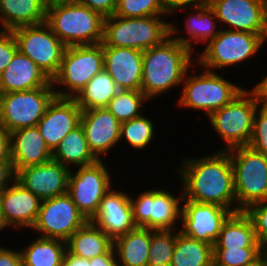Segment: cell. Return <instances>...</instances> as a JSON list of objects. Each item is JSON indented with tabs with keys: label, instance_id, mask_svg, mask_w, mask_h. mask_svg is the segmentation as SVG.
I'll return each mask as SVG.
<instances>
[{
	"label": "cell",
	"instance_id": "cell-2",
	"mask_svg": "<svg viewBox=\"0 0 267 266\" xmlns=\"http://www.w3.org/2000/svg\"><path fill=\"white\" fill-rule=\"evenodd\" d=\"M195 63L196 56L169 36L162 43L143 51L140 90L151 102L174 89L177 91L179 86L181 88L186 73Z\"/></svg>",
	"mask_w": 267,
	"mask_h": 266
},
{
	"label": "cell",
	"instance_id": "cell-1",
	"mask_svg": "<svg viewBox=\"0 0 267 266\" xmlns=\"http://www.w3.org/2000/svg\"><path fill=\"white\" fill-rule=\"evenodd\" d=\"M213 152V153H212ZM173 172L182 187L183 199L216 204L237 212L232 161L228 151L194 157L183 155Z\"/></svg>",
	"mask_w": 267,
	"mask_h": 266
},
{
	"label": "cell",
	"instance_id": "cell-37",
	"mask_svg": "<svg viewBox=\"0 0 267 266\" xmlns=\"http://www.w3.org/2000/svg\"><path fill=\"white\" fill-rule=\"evenodd\" d=\"M115 16L140 18L146 16L168 15L160 0H117Z\"/></svg>",
	"mask_w": 267,
	"mask_h": 266
},
{
	"label": "cell",
	"instance_id": "cell-4",
	"mask_svg": "<svg viewBox=\"0 0 267 266\" xmlns=\"http://www.w3.org/2000/svg\"><path fill=\"white\" fill-rule=\"evenodd\" d=\"M267 41V35L220 29L218 35L204 48L200 47L196 63L206 70L220 72L238 68L258 57ZM257 54V55H256ZM237 66V67H236Z\"/></svg>",
	"mask_w": 267,
	"mask_h": 266
},
{
	"label": "cell",
	"instance_id": "cell-53",
	"mask_svg": "<svg viewBox=\"0 0 267 266\" xmlns=\"http://www.w3.org/2000/svg\"><path fill=\"white\" fill-rule=\"evenodd\" d=\"M209 266H219L214 261Z\"/></svg>",
	"mask_w": 267,
	"mask_h": 266
},
{
	"label": "cell",
	"instance_id": "cell-40",
	"mask_svg": "<svg viewBox=\"0 0 267 266\" xmlns=\"http://www.w3.org/2000/svg\"><path fill=\"white\" fill-rule=\"evenodd\" d=\"M244 212L253 223L257 241L267 249V200L249 206Z\"/></svg>",
	"mask_w": 267,
	"mask_h": 266
},
{
	"label": "cell",
	"instance_id": "cell-10",
	"mask_svg": "<svg viewBox=\"0 0 267 266\" xmlns=\"http://www.w3.org/2000/svg\"><path fill=\"white\" fill-rule=\"evenodd\" d=\"M180 189L181 194L175 192V195L163 187L146 188L135 196L131 194L135 225L152 230H179L183 200Z\"/></svg>",
	"mask_w": 267,
	"mask_h": 266
},
{
	"label": "cell",
	"instance_id": "cell-48",
	"mask_svg": "<svg viewBox=\"0 0 267 266\" xmlns=\"http://www.w3.org/2000/svg\"><path fill=\"white\" fill-rule=\"evenodd\" d=\"M62 266H91L90 260L70 253L67 249L62 259Z\"/></svg>",
	"mask_w": 267,
	"mask_h": 266
},
{
	"label": "cell",
	"instance_id": "cell-17",
	"mask_svg": "<svg viewBox=\"0 0 267 266\" xmlns=\"http://www.w3.org/2000/svg\"><path fill=\"white\" fill-rule=\"evenodd\" d=\"M231 213L224 206L183 199L179 231L190 238L214 245L222 224Z\"/></svg>",
	"mask_w": 267,
	"mask_h": 266
},
{
	"label": "cell",
	"instance_id": "cell-34",
	"mask_svg": "<svg viewBox=\"0 0 267 266\" xmlns=\"http://www.w3.org/2000/svg\"><path fill=\"white\" fill-rule=\"evenodd\" d=\"M148 116H150L149 113L148 115L143 113L137 118L121 123L120 146H122L121 143L125 142L124 145H128V148L131 147V149L143 152L144 150L148 151L147 149L151 145H155V139L158 138L156 137L158 134H155L156 126L154 122L156 120H152V116L151 118H148Z\"/></svg>",
	"mask_w": 267,
	"mask_h": 266
},
{
	"label": "cell",
	"instance_id": "cell-8",
	"mask_svg": "<svg viewBox=\"0 0 267 266\" xmlns=\"http://www.w3.org/2000/svg\"><path fill=\"white\" fill-rule=\"evenodd\" d=\"M103 70L102 43L67 46L59 71L51 80L56 97L74 98L96 74Z\"/></svg>",
	"mask_w": 267,
	"mask_h": 266
},
{
	"label": "cell",
	"instance_id": "cell-6",
	"mask_svg": "<svg viewBox=\"0 0 267 266\" xmlns=\"http://www.w3.org/2000/svg\"><path fill=\"white\" fill-rule=\"evenodd\" d=\"M104 17L79 2L46 10L45 23L66 45H94L103 40Z\"/></svg>",
	"mask_w": 267,
	"mask_h": 266
},
{
	"label": "cell",
	"instance_id": "cell-46",
	"mask_svg": "<svg viewBox=\"0 0 267 266\" xmlns=\"http://www.w3.org/2000/svg\"><path fill=\"white\" fill-rule=\"evenodd\" d=\"M89 260L91 266H119L113 246L105 254L96 256Z\"/></svg>",
	"mask_w": 267,
	"mask_h": 266
},
{
	"label": "cell",
	"instance_id": "cell-23",
	"mask_svg": "<svg viewBox=\"0 0 267 266\" xmlns=\"http://www.w3.org/2000/svg\"><path fill=\"white\" fill-rule=\"evenodd\" d=\"M104 70L119 90H140L143 76V51L126 47L103 46Z\"/></svg>",
	"mask_w": 267,
	"mask_h": 266
},
{
	"label": "cell",
	"instance_id": "cell-28",
	"mask_svg": "<svg viewBox=\"0 0 267 266\" xmlns=\"http://www.w3.org/2000/svg\"><path fill=\"white\" fill-rule=\"evenodd\" d=\"M213 248H264L256 238L251 219L244 211L231 213L222 224Z\"/></svg>",
	"mask_w": 267,
	"mask_h": 266
},
{
	"label": "cell",
	"instance_id": "cell-12",
	"mask_svg": "<svg viewBox=\"0 0 267 266\" xmlns=\"http://www.w3.org/2000/svg\"><path fill=\"white\" fill-rule=\"evenodd\" d=\"M104 161L74 168L69 174L67 193L88 221L95 216L103 196L115 185L112 171Z\"/></svg>",
	"mask_w": 267,
	"mask_h": 266
},
{
	"label": "cell",
	"instance_id": "cell-11",
	"mask_svg": "<svg viewBox=\"0 0 267 266\" xmlns=\"http://www.w3.org/2000/svg\"><path fill=\"white\" fill-rule=\"evenodd\" d=\"M56 97L53 86L0 95V126L9 133L37 126L48 105Z\"/></svg>",
	"mask_w": 267,
	"mask_h": 266
},
{
	"label": "cell",
	"instance_id": "cell-16",
	"mask_svg": "<svg viewBox=\"0 0 267 266\" xmlns=\"http://www.w3.org/2000/svg\"><path fill=\"white\" fill-rule=\"evenodd\" d=\"M180 12L181 15L183 13L186 14L187 12L185 15L186 17L184 16L182 19V21L184 20V24L179 23L178 20L174 18L171 20L172 22L169 21L170 36L182 45L186 46L195 56H197L198 52L195 47L197 45L201 46V44L202 46L204 44L205 47L219 33L220 27L218 26L219 24L215 11L209 6L208 2H205L197 6L179 9L175 11L172 16L175 14L178 15ZM175 22L180 24L177 26L183 28L175 26ZM183 32L184 34H182Z\"/></svg>",
	"mask_w": 267,
	"mask_h": 266
},
{
	"label": "cell",
	"instance_id": "cell-33",
	"mask_svg": "<svg viewBox=\"0 0 267 266\" xmlns=\"http://www.w3.org/2000/svg\"><path fill=\"white\" fill-rule=\"evenodd\" d=\"M118 91L111 76L103 70L96 74L73 99L81 110L106 108Z\"/></svg>",
	"mask_w": 267,
	"mask_h": 266
},
{
	"label": "cell",
	"instance_id": "cell-22",
	"mask_svg": "<svg viewBox=\"0 0 267 266\" xmlns=\"http://www.w3.org/2000/svg\"><path fill=\"white\" fill-rule=\"evenodd\" d=\"M82 110L73 98L55 97L39 120V128L51 152L80 124Z\"/></svg>",
	"mask_w": 267,
	"mask_h": 266
},
{
	"label": "cell",
	"instance_id": "cell-47",
	"mask_svg": "<svg viewBox=\"0 0 267 266\" xmlns=\"http://www.w3.org/2000/svg\"><path fill=\"white\" fill-rule=\"evenodd\" d=\"M0 161H12L10 133L0 126Z\"/></svg>",
	"mask_w": 267,
	"mask_h": 266
},
{
	"label": "cell",
	"instance_id": "cell-50",
	"mask_svg": "<svg viewBox=\"0 0 267 266\" xmlns=\"http://www.w3.org/2000/svg\"><path fill=\"white\" fill-rule=\"evenodd\" d=\"M245 266H267V249H265L258 257L247 263Z\"/></svg>",
	"mask_w": 267,
	"mask_h": 266
},
{
	"label": "cell",
	"instance_id": "cell-49",
	"mask_svg": "<svg viewBox=\"0 0 267 266\" xmlns=\"http://www.w3.org/2000/svg\"><path fill=\"white\" fill-rule=\"evenodd\" d=\"M264 76L257 83L255 81V85L251 87L257 92L261 103L267 105V74Z\"/></svg>",
	"mask_w": 267,
	"mask_h": 266
},
{
	"label": "cell",
	"instance_id": "cell-31",
	"mask_svg": "<svg viewBox=\"0 0 267 266\" xmlns=\"http://www.w3.org/2000/svg\"><path fill=\"white\" fill-rule=\"evenodd\" d=\"M35 236L20 250L22 266H62L66 242Z\"/></svg>",
	"mask_w": 267,
	"mask_h": 266
},
{
	"label": "cell",
	"instance_id": "cell-20",
	"mask_svg": "<svg viewBox=\"0 0 267 266\" xmlns=\"http://www.w3.org/2000/svg\"><path fill=\"white\" fill-rule=\"evenodd\" d=\"M70 169L51 159L28 166L16 173V180L41 200L54 198L68 192Z\"/></svg>",
	"mask_w": 267,
	"mask_h": 266
},
{
	"label": "cell",
	"instance_id": "cell-36",
	"mask_svg": "<svg viewBox=\"0 0 267 266\" xmlns=\"http://www.w3.org/2000/svg\"><path fill=\"white\" fill-rule=\"evenodd\" d=\"M176 242V230H152L148 266H170Z\"/></svg>",
	"mask_w": 267,
	"mask_h": 266
},
{
	"label": "cell",
	"instance_id": "cell-43",
	"mask_svg": "<svg viewBox=\"0 0 267 266\" xmlns=\"http://www.w3.org/2000/svg\"><path fill=\"white\" fill-rule=\"evenodd\" d=\"M0 244V266H22L20 250Z\"/></svg>",
	"mask_w": 267,
	"mask_h": 266
},
{
	"label": "cell",
	"instance_id": "cell-42",
	"mask_svg": "<svg viewBox=\"0 0 267 266\" xmlns=\"http://www.w3.org/2000/svg\"><path fill=\"white\" fill-rule=\"evenodd\" d=\"M78 2L100 13L104 18L113 16L117 8V0H79Z\"/></svg>",
	"mask_w": 267,
	"mask_h": 266
},
{
	"label": "cell",
	"instance_id": "cell-51",
	"mask_svg": "<svg viewBox=\"0 0 267 266\" xmlns=\"http://www.w3.org/2000/svg\"><path fill=\"white\" fill-rule=\"evenodd\" d=\"M41 2L46 10L55 6L68 4V0H41Z\"/></svg>",
	"mask_w": 267,
	"mask_h": 266
},
{
	"label": "cell",
	"instance_id": "cell-3",
	"mask_svg": "<svg viewBox=\"0 0 267 266\" xmlns=\"http://www.w3.org/2000/svg\"><path fill=\"white\" fill-rule=\"evenodd\" d=\"M195 67L197 68L195 70ZM200 68V70H198ZM200 71V72H199ZM199 72V73H198ZM218 71L206 70L195 63L186 73L176 107L204 112L208 117L219 108L232 102L246 88L226 79ZM244 87V88H243Z\"/></svg>",
	"mask_w": 267,
	"mask_h": 266
},
{
	"label": "cell",
	"instance_id": "cell-7",
	"mask_svg": "<svg viewBox=\"0 0 267 266\" xmlns=\"http://www.w3.org/2000/svg\"><path fill=\"white\" fill-rule=\"evenodd\" d=\"M169 15L104 19L102 46L126 47L144 51L170 36ZM167 20V21H166Z\"/></svg>",
	"mask_w": 267,
	"mask_h": 266
},
{
	"label": "cell",
	"instance_id": "cell-29",
	"mask_svg": "<svg viewBox=\"0 0 267 266\" xmlns=\"http://www.w3.org/2000/svg\"><path fill=\"white\" fill-rule=\"evenodd\" d=\"M52 159L70 170L91 165L99 160L90 150L81 124L61 140L52 152Z\"/></svg>",
	"mask_w": 267,
	"mask_h": 266
},
{
	"label": "cell",
	"instance_id": "cell-27",
	"mask_svg": "<svg viewBox=\"0 0 267 266\" xmlns=\"http://www.w3.org/2000/svg\"><path fill=\"white\" fill-rule=\"evenodd\" d=\"M151 229L136 227L113 240L119 266H148Z\"/></svg>",
	"mask_w": 267,
	"mask_h": 266
},
{
	"label": "cell",
	"instance_id": "cell-41",
	"mask_svg": "<svg viewBox=\"0 0 267 266\" xmlns=\"http://www.w3.org/2000/svg\"><path fill=\"white\" fill-rule=\"evenodd\" d=\"M18 51V44L12 31L0 30V73H2Z\"/></svg>",
	"mask_w": 267,
	"mask_h": 266
},
{
	"label": "cell",
	"instance_id": "cell-35",
	"mask_svg": "<svg viewBox=\"0 0 267 266\" xmlns=\"http://www.w3.org/2000/svg\"><path fill=\"white\" fill-rule=\"evenodd\" d=\"M149 101L141 90H119L106 108L122 123L145 113Z\"/></svg>",
	"mask_w": 267,
	"mask_h": 266
},
{
	"label": "cell",
	"instance_id": "cell-24",
	"mask_svg": "<svg viewBox=\"0 0 267 266\" xmlns=\"http://www.w3.org/2000/svg\"><path fill=\"white\" fill-rule=\"evenodd\" d=\"M11 159L15 172L52 159L39 128L24 127L10 132Z\"/></svg>",
	"mask_w": 267,
	"mask_h": 266
},
{
	"label": "cell",
	"instance_id": "cell-26",
	"mask_svg": "<svg viewBox=\"0 0 267 266\" xmlns=\"http://www.w3.org/2000/svg\"><path fill=\"white\" fill-rule=\"evenodd\" d=\"M45 21L46 9L41 0H0V30L12 31Z\"/></svg>",
	"mask_w": 267,
	"mask_h": 266
},
{
	"label": "cell",
	"instance_id": "cell-54",
	"mask_svg": "<svg viewBox=\"0 0 267 266\" xmlns=\"http://www.w3.org/2000/svg\"><path fill=\"white\" fill-rule=\"evenodd\" d=\"M79 0H68V3L70 2H78Z\"/></svg>",
	"mask_w": 267,
	"mask_h": 266
},
{
	"label": "cell",
	"instance_id": "cell-25",
	"mask_svg": "<svg viewBox=\"0 0 267 266\" xmlns=\"http://www.w3.org/2000/svg\"><path fill=\"white\" fill-rule=\"evenodd\" d=\"M53 86L51 79L29 57L19 50L1 73V94Z\"/></svg>",
	"mask_w": 267,
	"mask_h": 266
},
{
	"label": "cell",
	"instance_id": "cell-21",
	"mask_svg": "<svg viewBox=\"0 0 267 266\" xmlns=\"http://www.w3.org/2000/svg\"><path fill=\"white\" fill-rule=\"evenodd\" d=\"M42 200L15 180L0 193L2 214L9 229H29L35 225Z\"/></svg>",
	"mask_w": 267,
	"mask_h": 266
},
{
	"label": "cell",
	"instance_id": "cell-30",
	"mask_svg": "<svg viewBox=\"0 0 267 266\" xmlns=\"http://www.w3.org/2000/svg\"><path fill=\"white\" fill-rule=\"evenodd\" d=\"M112 246L113 240L90 221L66 241V249L70 253L85 259L105 254Z\"/></svg>",
	"mask_w": 267,
	"mask_h": 266
},
{
	"label": "cell",
	"instance_id": "cell-9",
	"mask_svg": "<svg viewBox=\"0 0 267 266\" xmlns=\"http://www.w3.org/2000/svg\"><path fill=\"white\" fill-rule=\"evenodd\" d=\"M228 152L232 161L237 212L267 200V155L249 146Z\"/></svg>",
	"mask_w": 267,
	"mask_h": 266
},
{
	"label": "cell",
	"instance_id": "cell-14",
	"mask_svg": "<svg viewBox=\"0 0 267 266\" xmlns=\"http://www.w3.org/2000/svg\"><path fill=\"white\" fill-rule=\"evenodd\" d=\"M88 220L77 209L68 193L42 200L31 233L39 237L67 241ZM35 231V232H34Z\"/></svg>",
	"mask_w": 267,
	"mask_h": 266
},
{
	"label": "cell",
	"instance_id": "cell-15",
	"mask_svg": "<svg viewBox=\"0 0 267 266\" xmlns=\"http://www.w3.org/2000/svg\"><path fill=\"white\" fill-rule=\"evenodd\" d=\"M220 29L267 35V0H207Z\"/></svg>",
	"mask_w": 267,
	"mask_h": 266
},
{
	"label": "cell",
	"instance_id": "cell-32",
	"mask_svg": "<svg viewBox=\"0 0 267 266\" xmlns=\"http://www.w3.org/2000/svg\"><path fill=\"white\" fill-rule=\"evenodd\" d=\"M213 262V245L190 238L176 230V242L170 266H209Z\"/></svg>",
	"mask_w": 267,
	"mask_h": 266
},
{
	"label": "cell",
	"instance_id": "cell-44",
	"mask_svg": "<svg viewBox=\"0 0 267 266\" xmlns=\"http://www.w3.org/2000/svg\"><path fill=\"white\" fill-rule=\"evenodd\" d=\"M163 10L172 18V14L182 8L197 6L207 0H160Z\"/></svg>",
	"mask_w": 267,
	"mask_h": 266
},
{
	"label": "cell",
	"instance_id": "cell-38",
	"mask_svg": "<svg viewBox=\"0 0 267 266\" xmlns=\"http://www.w3.org/2000/svg\"><path fill=\"white\" fill-rule=\"evenodd\" d=\"M265 248H213V261L219 266H245Z\"/></svg>",
	"mask_w": 267,
	"mask_h": 266
},
{
	"label": "cell",
	"instance_id": "cell-5",
	"mask_svg": "<svg viewBox=\"0 0 267 266\" xmlns=\"http://www.w3.org/2000/svg\"><path fill=\"white\" fill-rule=\"evenodd\" d=\"M261 101L257 92L250 86L232 102L211 113L207 122L223 141L217 151H229L248 146L253 134L254 115Z\"/></svg>",
	"mask_w": 267,
	"mask_h": 266
},
{
	"label": "cell",
	"instance_id": "cell-13",
	"mask_svg": "<svg viewBox=\"0 0 267 266\" xmlns=\"http://www.w3.org/2000/svg\"><path fill=\"white\" fill-rule=\"evenodd\" d=\"M18 50L35 62L52 80L58 73L66 45L44 22L12 30Z\"/></svg>",
	"mask_w": 267,
	"mask_h": 266
},
{
	"label": "cell",
	"instance_id": "cell-52",
	"mask_svg": "<svg viewBox=\"0 0 267 266\" xmlns=\"http://www.w3.org/2000/svg\"><path fill=\"white\" fill-rule=\"evenodd\" d=\"M6 228L8 229V225L6 224L5 220H4V217H3V214H2V209H1V203H0V233L2 231H5Z\"/></svg>",
	"mask_w": 267,
	"mask_h": 266
},
{
	"label": "cell",
	"instance_id": "cell-45",
	"mask_svg": "<svg viewBox=\"0 0 267 266\" xmlns=\"http://www.w3.org/2000/svg\"><path fill=\"white\" fill-rule=\"evenodd\" d=\"M16 180L12 161H0V193Z\"/></svg>",
	"mask_w": 267,
	"mask_h": 266
},
{
	"label": "cell",
	"instance_id": "cell-19",
	"mask_svg": "<svg viewBox=\"0 0 267 266\" xmlns=\"http://www.w3.org/2000/svg\"><path fill=\"white\" fill-rule=\"evenodd\" d=\"M80 124L90 150L99 160H107V154L120 145L121 122L107 108L82 110Z\"/></svg>",
	"mask_w": 267,
	"mask_h": 266
},
{
	"label": "cell",
	"instance_id": "cell-18",
	"mask_svg": "<svg viewBox=\"0 0 267 266\" xmlns=\"http://www.w3.org/2000/svg\"><path fill=\"white\" fill-rule=\"evenodd\" d=\"M114 185L100 201L98 211L90 220L102 229L112 240L126 234L137 226L133 220L130 194Z\"/></svg>",
	"mask_w": 267,
	"mask_h": 266
},
{
	"label": "cell",
	"instance_id": "cell-39",
	"mask_svg": "<svg viewBox=\"0 0 267 266\" xmlns=\"http://www.w3.org/2000/svg\"><path fill=\"white\" fill-rule=\"evenodd\" d=\"M249 147L267 155V105L260 104L254 115L253 134Z\"/></svg>",
	"mask_w": 267,
	"mask_h": 266
},
{
	"label": "cell",
	"instance_id": "cell-55",
	"mask_svg": "<svg viewBox=\"0 0 267 266\" xmlns=\"http://www.w3.org/2000/svg\"><path fill=\"white\" fill-rule=\"evenodd\" d=\"M0 90H1V73H0Z\"/></svg>",
	"mask_w": 267,
	"mask_h": 266
}]
</instances>
